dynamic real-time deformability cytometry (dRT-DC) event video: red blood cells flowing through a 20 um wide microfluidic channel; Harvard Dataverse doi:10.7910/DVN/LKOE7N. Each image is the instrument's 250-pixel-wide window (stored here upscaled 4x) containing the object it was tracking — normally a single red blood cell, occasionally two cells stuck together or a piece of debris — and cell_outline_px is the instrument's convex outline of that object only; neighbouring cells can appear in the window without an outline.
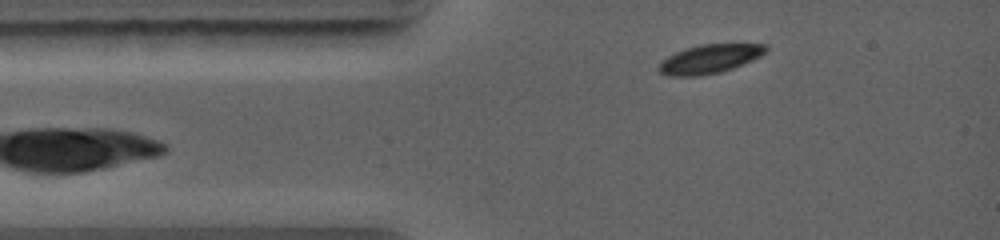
{"species": "common noctule bat (a hibernating species)", "species_latin": "Nyctalus noctula", "temperature_condition": "warm", "stored_images_in_passage": 58, "camera_frame_rate_fps": 5000, "um_per_image_px": 0.085, "animal": {"sex": "female", "body_mass_g": 19.0, "forearm_length_mm": 56.7}, "frame": {"image": 1, "passage_image": 6, "time_ms": 0.8, "image_size_px": [1000, 240], "cell_outline_px": [[768, 48], [760, 56], [752, 60], [732, 68], [720, 72], [700, 76], [668, 76], [660, 72], [656, 68], [660, 60], [684, 48], [700, 44], [768, 44]], "centroid_in_image_um": [60.26, 5.01], "position_along_channel_um": 24.7, "area_um2": 18.09}}
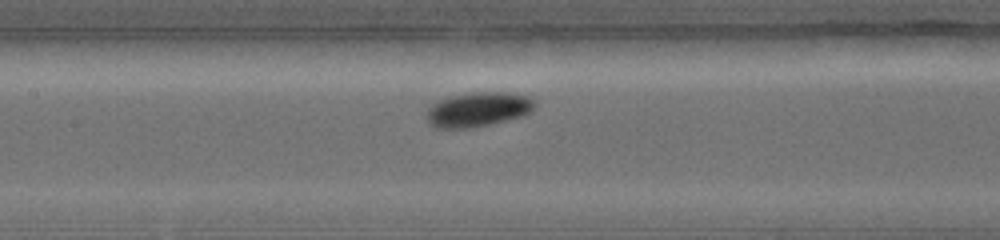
{"frame": {"image": 2, "passage_image": 26, "time_ms": 4.4, "image_size_px": [1000, 240], "cell_outline_px": [[536, 104], [528, 112], [520, 116], [472, 128], [436, 128], [428, 124], [428, 108], [432, 104], [448, 96], [480, 92], [500, 92], [524, 96], [536, 100]], "centroid_in_image_um": [40.58, 9.31], "position_along_channel_um": 166.8, "area_um2": 21.27}}
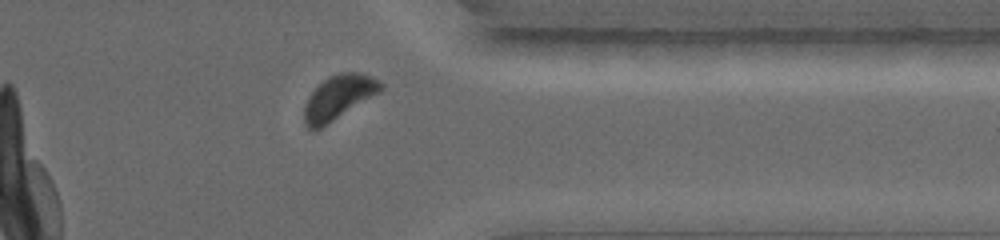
{"frame": {"image": 3, "passage_image": 50, "time_ms": 9.2, "image_size_px": [1000, 240], "cell_outline_px": [[384, 88], [380, 92], [320, 128], [308, 128], [304, 124], [304, 108], [308, 96], [324, 80], [340, 72], [360, 72], [372, 76], [384, 84]], "centroid_in_image_um": [28.81, 8.25], "position_along_channel_um": 382.6, "area_um2": 19.36}}